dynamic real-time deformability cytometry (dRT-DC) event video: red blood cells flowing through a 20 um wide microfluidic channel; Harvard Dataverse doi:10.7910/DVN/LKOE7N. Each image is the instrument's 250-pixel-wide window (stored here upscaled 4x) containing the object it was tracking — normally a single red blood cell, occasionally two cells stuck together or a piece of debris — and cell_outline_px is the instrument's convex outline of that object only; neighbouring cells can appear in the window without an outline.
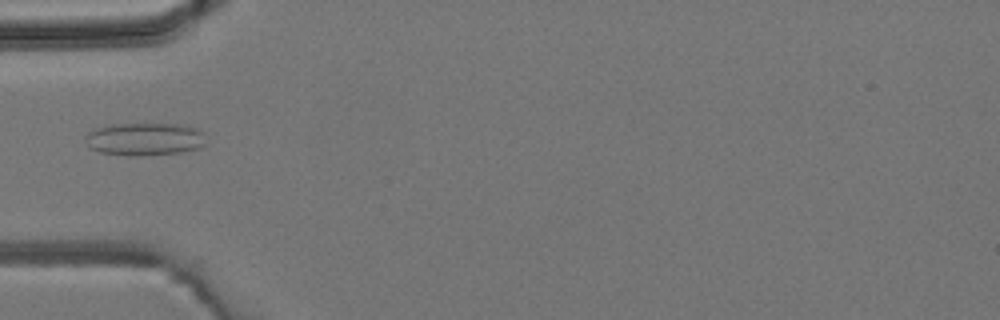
{"species": "common noctule bat (a hibernating species)", "species_latin": "Nyctalus noctula", "temperature_condition": "room temperature", "stored_images_in_passage": 5, "camera_frame_rate_fps": 3000, "um_per_image_px": 0.085, "animal": {"sex": "male", "body_mass_g": 19.2, "forearm_length_mm": 51.8}, "frame": {"image": 1, "passage_image": 5, "time_ms": 4.667, "image_size_px": [1000, 320], "cell_outline_px": [[204, 144], [200, 148], [180, 152], [136, 156], [128, 156], [100, 152], [92, 148], [84, 140], [84, 136], [88, 132], [96, 128], [112, 124], [180, 124], [196, 128], [204, 132]], "centroid_in_image_um": [12.29, 11.82], "position_along_channel_um": 72.7, "area_um2": 23.06}}